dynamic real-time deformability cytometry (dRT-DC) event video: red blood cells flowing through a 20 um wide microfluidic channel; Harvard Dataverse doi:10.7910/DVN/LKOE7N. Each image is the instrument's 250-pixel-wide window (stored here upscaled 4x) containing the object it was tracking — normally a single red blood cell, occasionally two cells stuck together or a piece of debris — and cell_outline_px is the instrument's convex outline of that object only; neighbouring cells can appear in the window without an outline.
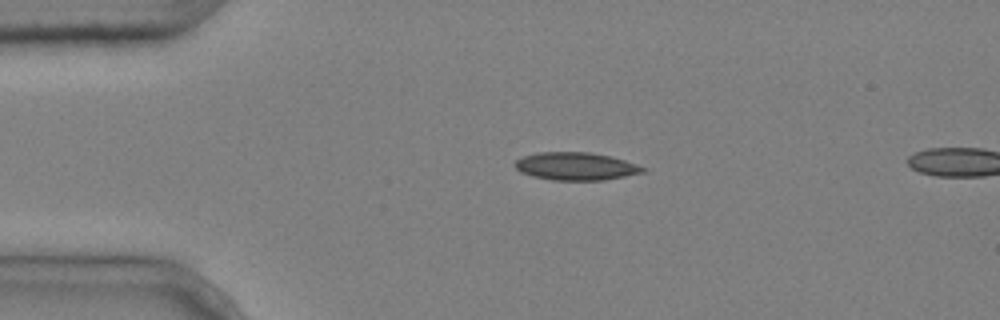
{"species": "common noctule bat (a hibernating species)", "species_latin": "Nyctalus noctula", "temperature_condition": "cold", "stored_images_in_passage": 2, "camera_frame_rate_fps": 3000, "um_per_image_px": 0.085, "animal": {"sex": "male", "body_mass_g": 20.4}, "frame": {"image": 1, "passage_image": 1, "time_ms": 0.0, "image_size_px": [1000, 320], "cell_outline_px": [[648, 172], [604, 180], [552, 180], [532, 176], [520, 172], [512, 164], [516, 160], [524, 156], [536, 152], [588, 152], [608, 156], [624, 160], [648, 168]], "centroid_in_image_um": [48.95, 14.14], "position_along_channel_um": 36.0, "area_um2": 20.87}}